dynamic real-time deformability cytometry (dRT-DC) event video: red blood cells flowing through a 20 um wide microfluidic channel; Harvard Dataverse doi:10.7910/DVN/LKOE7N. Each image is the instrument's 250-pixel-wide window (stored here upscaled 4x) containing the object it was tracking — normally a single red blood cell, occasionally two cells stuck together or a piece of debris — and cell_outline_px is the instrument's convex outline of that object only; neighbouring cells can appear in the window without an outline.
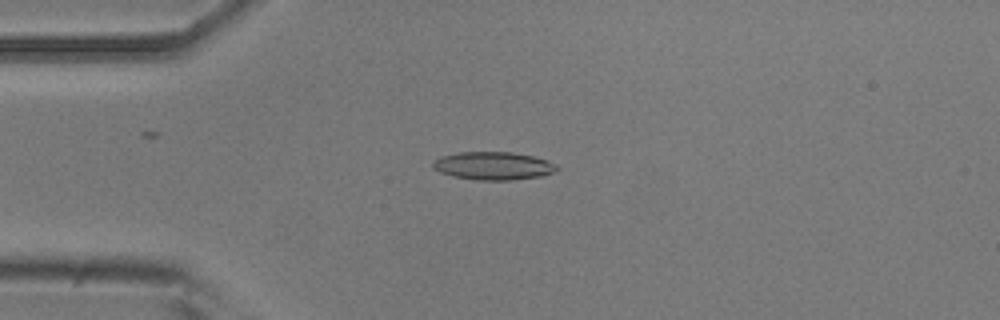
{"species": "common noctule bat (a hibernating species)", "species_latin": "Nyctalus noctula", "temperature_condition": "room temperature", "stored_images_in_passage": 51, "camera_frame_rate_fps": 3000, "um_per_image_px": 0.085, "animal": {"sex": "male", "body_mass_g": 20.5, "forearm_length_mm": 52.5}, "frame": {"image": 1, "passage_image": 12, "time_ms": 3.667, "image_size_px": [1000, 320], "cell_outline_px": [[560, 168], [556, 172], [544, 176], [512, 180], [476, 180], [452, 176], [440, 172], [432, 168], [432, 164], [440, 156], [460, 152], [512, 152], [532, 156], [548, 160], [556, 164]], "centroid_in_image_um": [41.97, 14.1], "position_along_channel_um": 43.0, "area_um2": 20.46}}
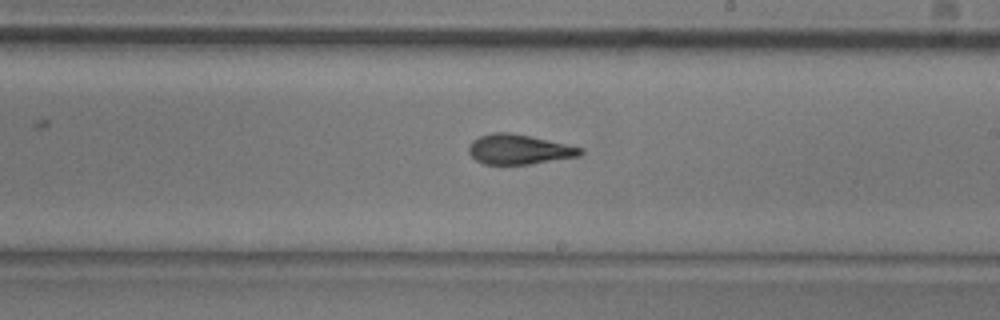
{"frame": {"image": 2, "passage_image": 29, "time_ms": 9.333, "image_size_px": [1000, 320], "cell_outline_px": [[584, 152], [580, 156], [532, 164], [484, 164], [476, 160], [468, 152], [468, 148], [472, 140], [480, 136], [492, 132], [512, 132], [532, 136], [584, 148]], "centroid_in_image_um": [44.13, 12.69], "position_along_channel_um": 244.9, "area_um2": 19.65}}
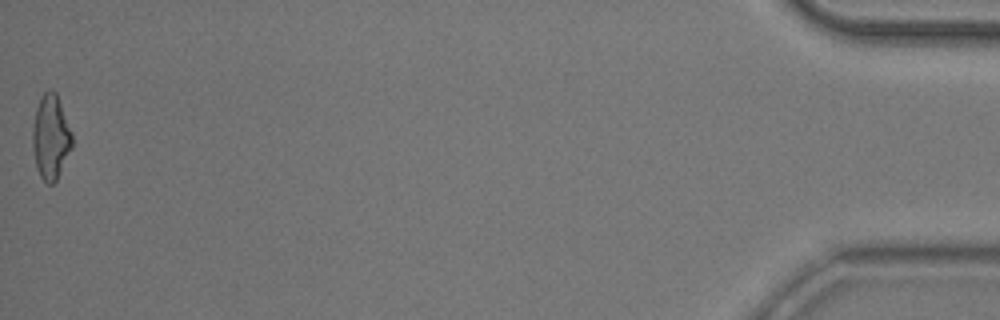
{"frame": {"image": 3, "passage_image": 51, "time_ms": 16.667, "image_size_px": [1000, 320], "cell_outline_px": [[72, 148], [56, 180], [52, 184], [48, 184], [40, 176], [36, 168], [32, 144], [32, 128], [36, 108], [40, 96], [48, 88], [56, 92], [72, 132]], "centroid_in_image_um": [4.3, 11.63], "position_along_channel_um": 430.9, "area_um2": 19.59}, "authors_computed_cell_mechanics": {"area_um2": 19.5364, "velocity_mm_per_s": 3.8961, "shape_relaxation_time_tau1_ms": 7.0279, "shape_relaxation_time_tau2_ms": 2.4329, "deformation_change_tau1": 0.2186, "deformation_change_tau2": 0.1203}}